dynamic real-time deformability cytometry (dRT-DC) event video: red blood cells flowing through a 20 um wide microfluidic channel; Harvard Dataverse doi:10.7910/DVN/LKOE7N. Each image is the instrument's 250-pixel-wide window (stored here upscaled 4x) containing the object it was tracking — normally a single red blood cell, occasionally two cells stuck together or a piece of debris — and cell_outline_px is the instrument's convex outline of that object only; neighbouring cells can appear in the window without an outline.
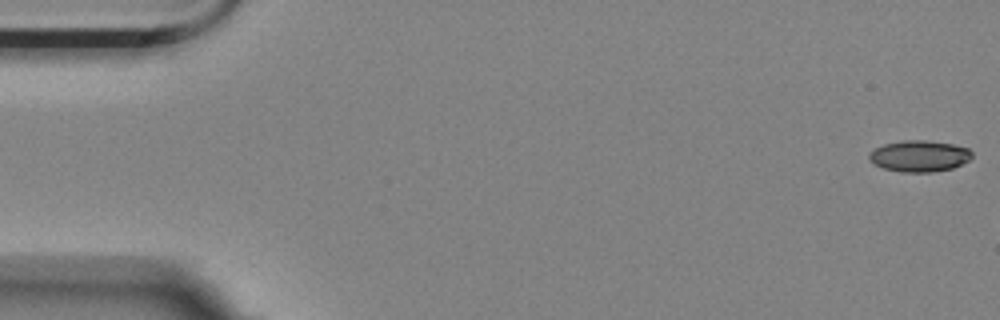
{"species": "Egyptian fruit bat (a non-hibernating species)", "species_latin": "Rousettus aegyptiacus", "temperature_condition": "room temperature", "stored_images_in_passage": 8, "camera_frame_rate_fps": 3000, "um_per_image_px": 0.085, "animal": {"sex": "female"}, "frame": {"image": 1, "passage_image": 1, "time_ms": 0.0, "image_size_px": [1000, 320], "cell_outline_px": [[972, 156], [968, 160], [952, 168], [932, 172], [900, 172], [884, 168], [868, 160], [868, 156], [876, 148], [884, 144], [904, 140], [924, 140], [952, 144], [968, 148], [972, 152]], "centroid_in_image_um": [78.14, 13.26], "position_along_channel_um": 6.9, "area_um2": 18.55}}